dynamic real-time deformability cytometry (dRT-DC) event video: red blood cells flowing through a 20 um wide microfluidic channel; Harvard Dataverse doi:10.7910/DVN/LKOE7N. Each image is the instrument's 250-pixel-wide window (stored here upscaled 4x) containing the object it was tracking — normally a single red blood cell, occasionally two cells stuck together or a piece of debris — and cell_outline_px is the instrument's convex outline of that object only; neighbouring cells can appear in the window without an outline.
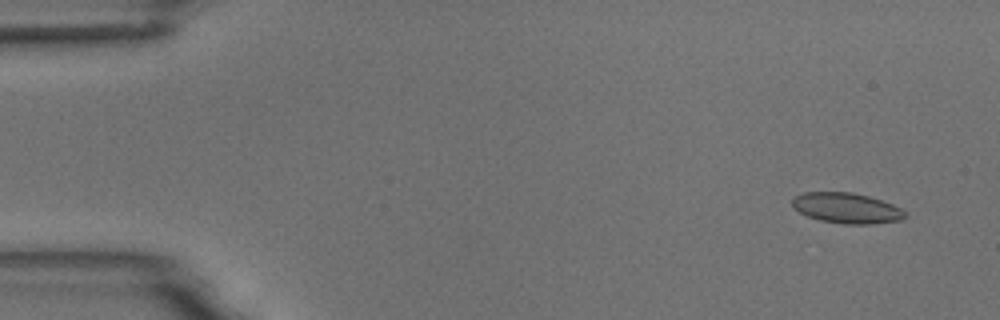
{"species": "common noctule bat (a hibernating species)", "species_latin": "Nyctalus noctula", "temperature_condition": "room temperature", "stored_images_in_passage": 8, "camera_frame_rate_fps": 3000, "um_per_image_px": 0.085, "animal": {"sex": "male", "body_mass_g": 18.8}, "frame": {"image": 1, "passage_image": 2, "time_ms": 1.0, "image_size_px": [1000, 320], "cell_outline_px": [[908, 216], [900, 220], [872, 224], [844, 224], [820, 220], [808, 216], [792, 208], [792, 200], [796, 196], [804, 192], [852, 192], [868, 196], [892, 204], [900, 208]], "centroid_in_image_um": [71.95, 17.69], "position_along_channel_um": 13.0, "area_um2": 19.94}}
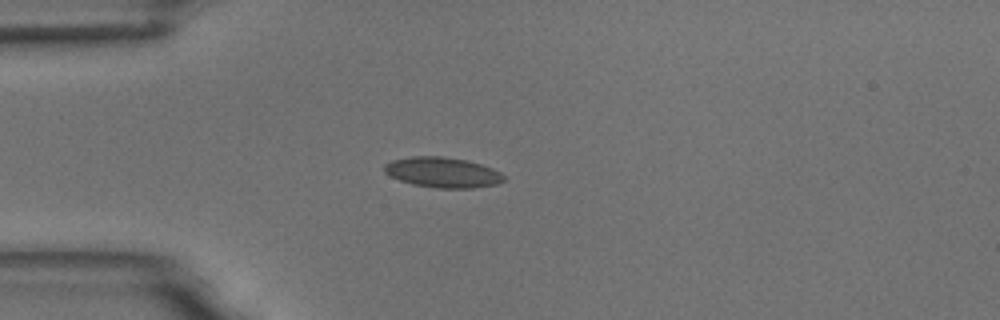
{"frame": {"image": 2, "passage_image": 5, "time_ms": 4.667, "image_size_px": [1000, 320], "cell_outline_px": [[504, 180], [496, 184], [472, 188], [436, 188], [412, 184], [400, 180], [384, 172], [384, 164], [392, 160], [412, 156], [444, 156], [468, 160], [492, 168], [500, 172], [504, 176]], "centroid_in_image_um": [37.61, 14.64], "position_along_channel_um": 47.4, "area_um2": 21.1}}